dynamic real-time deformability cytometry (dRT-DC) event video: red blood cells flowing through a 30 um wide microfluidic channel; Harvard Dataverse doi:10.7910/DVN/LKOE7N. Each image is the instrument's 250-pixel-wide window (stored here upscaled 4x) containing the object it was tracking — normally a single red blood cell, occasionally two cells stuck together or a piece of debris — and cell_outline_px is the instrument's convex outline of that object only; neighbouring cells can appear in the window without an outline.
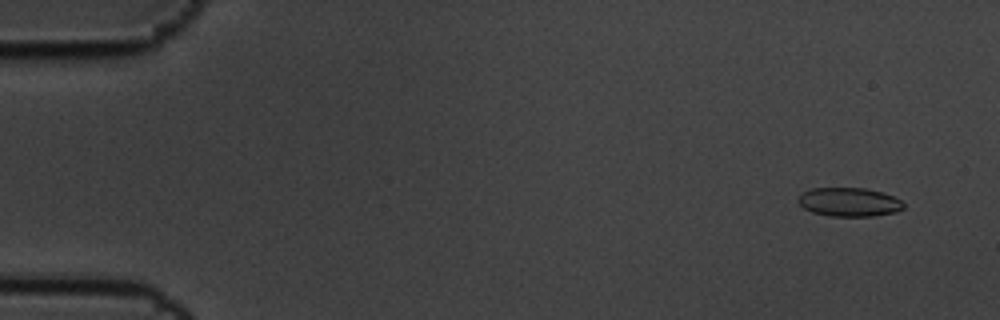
{"species": "common noctule bat (a hibernating species)", "species_latin": "Nyctalus noctula", "temperature_condition": "cold", "stored_images_in_passage": 5, "camera_frame_rate_fps": 3000, "um_per_image_px": 0.085, "animal": {"sex": "male", "body_mass_g": 19.5, "forearm_length_mm": 54.6}, "frame": {"image": 1, "passage_image": 1, "time_ms": 0.0, "image_size_px": [1000, 320], "cell_outline_px": [[904, 208], [896, 212], [872, 216], [832, 216], [812, 212], [804, 208], [796, 200], [804, 192], [812, 188], [864, 188], [880, 192], [892, 196], [900, 200], [904, 204]], "centroid_in_image_um": [72.17, 17.18], "position_along_channel_um": 12.8, "area_um2": 17.51}}
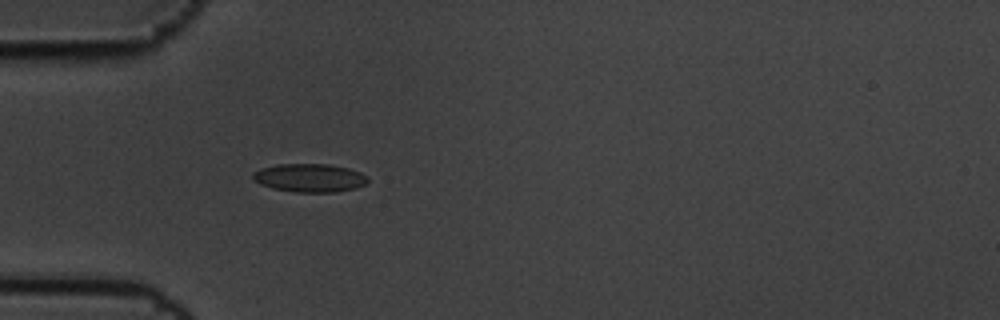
{"frame": {"image": 2, "passage_image": 5, "time_ms": 1.333, "image_size_px": [1000, 320], "cell_outline_px": [[368, 180], [364, 184], [356, 188], [336, 192], [296, 192], [272, 188], [260, 184], [252, 180], [252, 172], [260, 168], [276, 164], [328, 164], [348, 168], [360, 172], [368, 176]], "centroid_in_image_um": [26.29, 15.11], "position_along_channel_um": 58.7, "area_um2": 19.13}}